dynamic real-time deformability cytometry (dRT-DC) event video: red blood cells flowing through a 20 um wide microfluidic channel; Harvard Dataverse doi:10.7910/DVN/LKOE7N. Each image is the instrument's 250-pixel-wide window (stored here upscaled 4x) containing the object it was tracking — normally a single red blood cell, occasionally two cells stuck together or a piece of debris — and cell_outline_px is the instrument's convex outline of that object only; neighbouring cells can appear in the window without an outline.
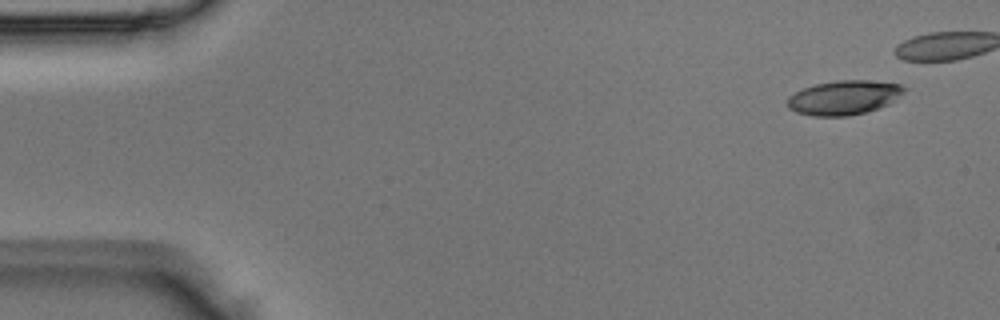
{"species": "Egyptian fruit bat (a non-hibernating species)", "species_latin": "Rousettus aegyptiacus", "temperature_condition": "room temperature", "stored_images_in_passage": 13, "camera_frame_rate_fps": 3000, "um_per_image_px": 0.085, "animal": {"sex": "male"}, "frame": {"image": 1, "passage_image": 4, "time_ms": 1.0, "image_size_px": [1000, 320], "cell_outline_px": [[908, 88], [900, 96], [888, 104], [864, 112], [848, 116], [812, 116], [796, 112], [788, 108], [788, 96], [804, 88], [816, 84], [836, 80], [868, 80], [900, 84]], "centroid_in_image_um": [71.74, 8.29], "position_along_channel_um": 13.3, "area_um2": 23.24}}